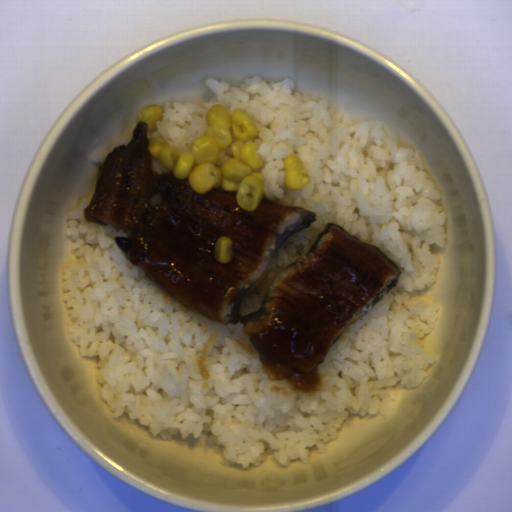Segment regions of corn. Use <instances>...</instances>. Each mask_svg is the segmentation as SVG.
Returning <instances> with one entry per match:
<instances>
[{
    "label": "corn",
    "instance_id": "1",
    "mask_svg": "<svg viewBox=\"0 0 512 512\" xmlns=\"http://www.w3.org/2000/svg\"><path fill=\"white\" fill-rule=\"evenodd\" d=\"M207 126L191 141V151L180 152L169 141L148 137L149 155L176 179L187 181L196 194L212 189L234 196L240 209L255 212L264 198L262 173L265 165L255 142L259 130L247 112L214 104L206 113Z\"/></svg>",
    "mask_w": 512,
    "mask_h": 512
},
{
    "label": "corn",
    "instance_id": "3",
    "mask_svg": "<svg viewBox=\"0 0 512 512\" xmlns=\"http://www.w3.org/2000/svg\"><path fill=\"white\" fill-rule=\"evenodd\" d=\"M164 108L161 105L142 106L137 111V120L147 123V134L157 132L156 121H162L164 118Z\"/></svg>",
    "mask_w": 512,
    "mask_h": 512
},
{
    "label": "corn",
    "instance_id": "2",
    "mask_svg": "<svg viewBox=\"0 0 512 512\" xmlns=\"http://www.w3.org/2000/svg\"><path fill=\"white\" fill-rule=\"evenodd\" d=\"M285 181L288 190L302 191L311 181V174L299 155L289 154L284 158Z\"/></svg>",
    "mask_w": 512,
    "mask_h": 512
},
{
    "label": "corn",
    "instance_id": "4",
    "mask_svg": "<svg viewBox=\"0 0 512 512\" xmlns=\"http://www.w3.org/2000/svg\"><path fill=\"white\" fill-rule=\"evenodd\" d=\"M214 259L219 264L226 265L235 259L234 240L227 236L217 238L214 251Z\"/></svg>",
    "mask_w": 512,
    "mask_h": 512
}]
</instances>
